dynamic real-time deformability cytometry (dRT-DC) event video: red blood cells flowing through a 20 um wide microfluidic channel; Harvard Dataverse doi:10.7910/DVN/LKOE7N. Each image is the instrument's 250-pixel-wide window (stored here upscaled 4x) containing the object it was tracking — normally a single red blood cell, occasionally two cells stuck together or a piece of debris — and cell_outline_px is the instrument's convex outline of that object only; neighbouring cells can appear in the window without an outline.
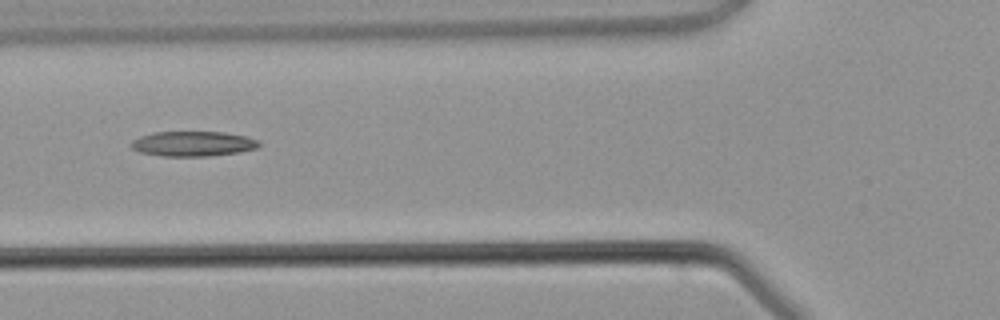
{"species": "common noctule bat (a hibernating species)", "species_latin": "Nyctalus noctula", "temperature_condition": "warm", "stored_images_in_passage": 4, "camera_frame_rate_fps": 3000, "um_per_image_px": 0.085, "animal": {"sex": "male", "body_mass_g": 21.5, "forearm_length_mm": 52.0}, "frame": {"image": 1, "passage_image": 4, "time_ms": 3.667, "image_size_px": [1000, 320], "cell_outline_px": [[260, 144], [256, 148], [240, 152], [208, 156], [164, 156], [140, 152], [132, 148], [128, 144], [132, 140], [140, 136], [152, 132], [224, 132], [248, 136], [260, 140]], "centroid_in_image_um": [16.41, 12.21], "position_along_channel_um": 109.4, "area_um2": 18.79}}